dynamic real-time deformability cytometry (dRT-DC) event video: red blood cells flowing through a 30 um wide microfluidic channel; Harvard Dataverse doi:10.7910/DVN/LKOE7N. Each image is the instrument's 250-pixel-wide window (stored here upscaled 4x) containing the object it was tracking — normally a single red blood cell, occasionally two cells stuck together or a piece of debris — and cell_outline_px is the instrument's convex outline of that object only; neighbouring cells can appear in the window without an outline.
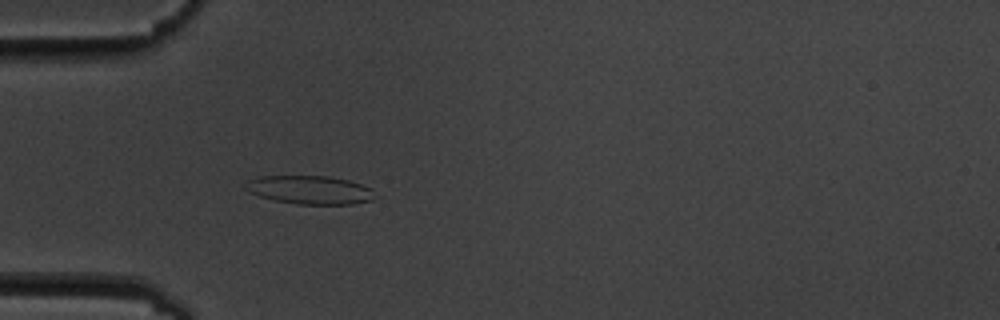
{"species": "common noctule bat (a hibernating species)", "species_latin": "Nyctalus noctula", "temperature_condition": "cold", "stored_images_in_passage": 5, "camera_frame_rate_fps": 3000, "um_per_image_px": 0.085, "animal": {"sex": "male", "body_mass_g": 19.5, "forearm_length_mm": 54.6}, "frame": {"image": 1, "passage_image": 5, "time_ms": 4.667, "image_size_px": [1000, 320], "cell_outline_px": [[372, 200], [352, 204], [296, 204], [276, 200], [260, 196], [248, 192], [244, 188], [244, 184], [248, 180], [260, 176], [328, 176], [348, 180], [372, 188]], "centroid_in_image_um": [26.29, 16.13], "position_along_channel_um": 58.7, "area_um2": 21.33}}